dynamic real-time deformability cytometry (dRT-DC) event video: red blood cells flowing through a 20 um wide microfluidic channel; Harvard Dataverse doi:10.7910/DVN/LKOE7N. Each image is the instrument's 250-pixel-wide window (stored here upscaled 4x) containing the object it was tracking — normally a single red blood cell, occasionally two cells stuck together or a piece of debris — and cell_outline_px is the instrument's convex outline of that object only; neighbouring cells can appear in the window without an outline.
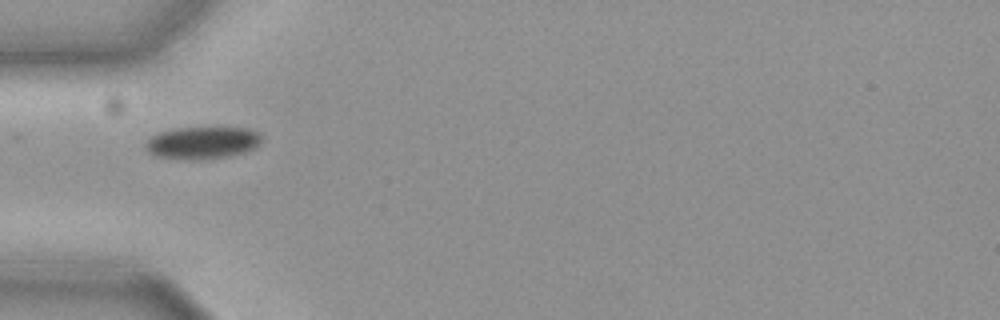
{"species": "common noctule bat (a hibernating species)", "species_latin": "Nyctalus noctula", "temperature_condition": "cold", "stored_images_in_passage": 40, "camera_frame_rate_fps": 3000, "um_per_image_px": 0.085, "animal": {"sex": "female", "body_mass_g": 19.3, "forearm_length_mm": 54.1}, "frame": {"image": 1, "passage_image": 1, "time_ms": 0.0, "image_size_px": [1000, 320], "cell_outline_px": [[260, 144], [256, 148], [244, 152], [228, 156], [192, 160], [156, 156], [148, 152], [144, 148], [144, 144], [156, 132], [176, 128], [216, 124], [248, 128], [260, 132]], "centroid_in_image_um": [17.23, 12.06], "position_along_channel_um": 67.8, "area_um2": 22.89}}
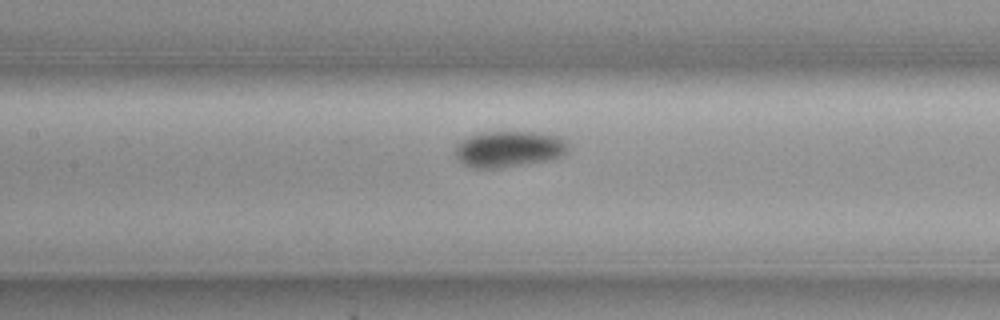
{"frame": {"image": 2, "passage_image": 9, "time_ms": 2.667, "image_size_px": [1000, 320], "cell_outline_px": [[568, 152], [564, 156], [548, 160], [496, 168], [472, 168], [456, 160], [456, 144], [472, 136], [484, 132], [544, 132], [560, 136], [568, 144]], "centroid_in_image_um": [43.3, 12.66], "position_along_channel_um": 164.1, "area_um2": 23.81}}
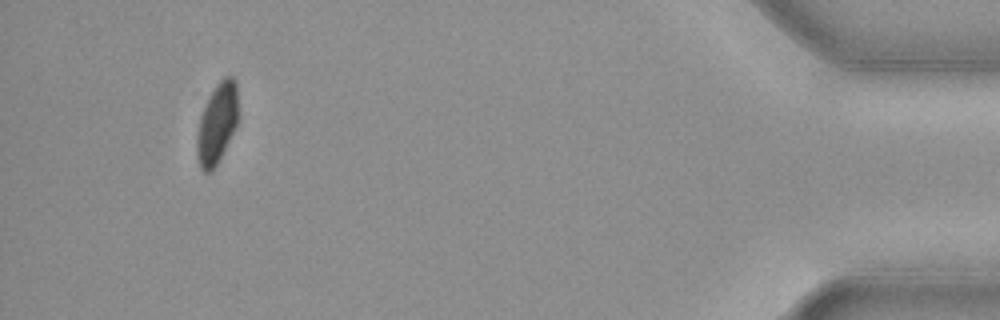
{"frame": {"image": 3, "passage_image": 36, "time_ms": 11.667, "image_size_px": [1000, 320], "cell_outline_px": [[236, 128], [220, 160], [208, 172], [204, 172], [200, 168], [196, 148], [196, 136], [200, 116], [216, 84], [224, 76], [232, 76], [236, 80]], "centroid_in_image_um": [18.43, 10.51], "position_along_channel_um": 416.8, "area_um2": 19.02}}